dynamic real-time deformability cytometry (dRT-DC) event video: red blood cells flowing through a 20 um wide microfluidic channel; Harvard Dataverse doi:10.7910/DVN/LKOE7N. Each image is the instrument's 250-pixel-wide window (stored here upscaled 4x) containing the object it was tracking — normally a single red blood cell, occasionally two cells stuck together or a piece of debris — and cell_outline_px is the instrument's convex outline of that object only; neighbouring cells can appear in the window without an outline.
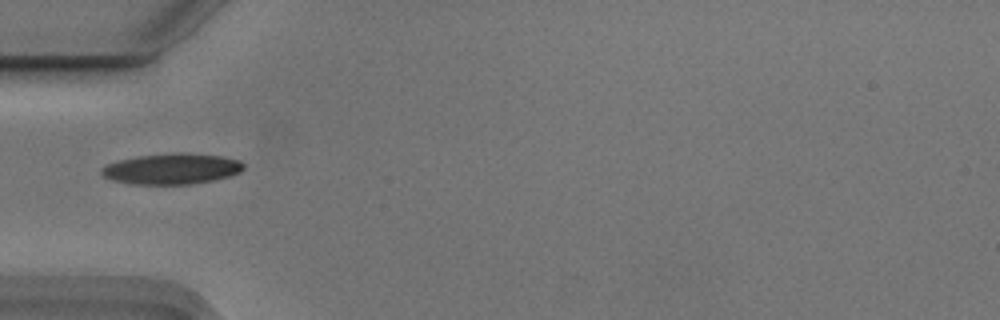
{"species": "Egyptian fruit bat (a non-hibernating species)", "species_latin": "Rousettus aegyptiacus", "temperature_condition": "cold", "stored_images_in_passage": 38, "camera_frame_rate_fps": 3000, "um_per_image_px": 0.085, "animal": {"sex": "male"}, "frame": {"image": 1, "passage_image": 1, "time_ms": 0.0, "image_size_px": [1000, 320], "cell_outline_px": [[244, 168], [240, 172], [228, 176], [212, 180], [192, 184], [132, 184], [112, 180], [104, 176], [100, 172], [100, 168], [104, 164], [136, 156], [172, 152], [180, 152], [220, 156], [240, 160], [244, 164]], "centroid_in_image_um": [14.56, 14.34], "position_along_channel_um": 70.4, "area_um2": 25.61}}
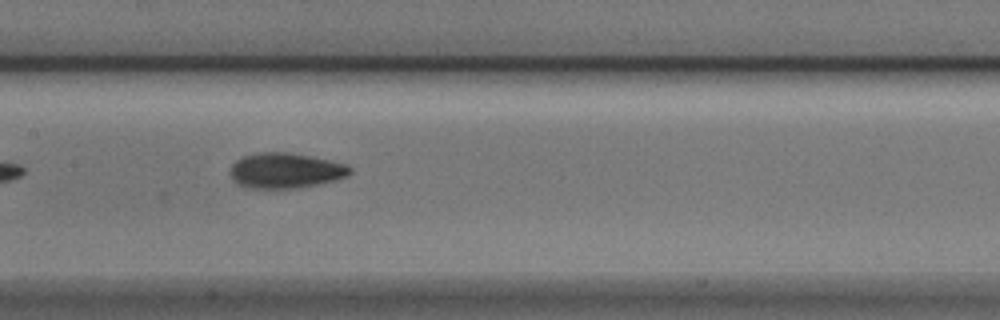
{"frame": {"image": 2, "passage_image": 10, "time_ms": 3.0, "image_size_px": [1000, 320], "cell_outline_px": [[352, 172], [348, 176], [336, 180], [320, 184], [300, 188], [244, 188], [236, 184], [232, 180], [228, 172], [232, 164], [236, 160], [244, 156], [260, 152], [288, 152], [332, 160], [348, 164], [352, 168]], "centroid_in_image_um": [24.27, 14.51], "position_along_channel_um": 183.1, "area_um2": 25.2}}
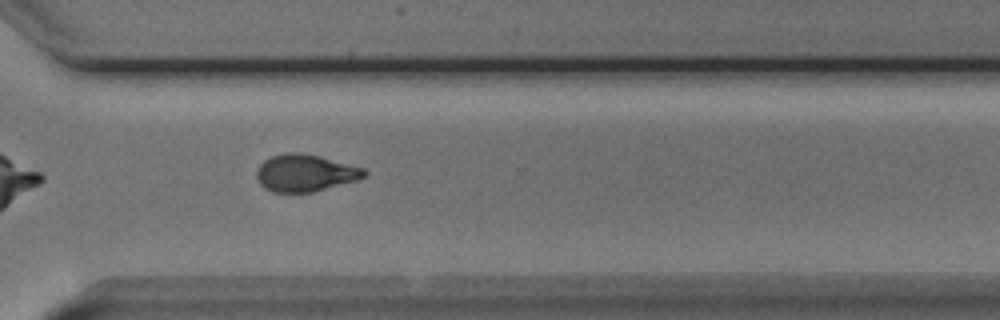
{"frame": {"image": 3, "passage_image": 23, "time_ms": 7.333, "image_size_px": [1000, 320], "cell_outline_px": [[368, 176], [356, 180], [312, 192], [272, 192], [264, 188], [260, 184], [256, 176], [256, 172], [260, 164], [264, 160], [272, 156], [288, 152], [296, 152], [320, 156], [364, 168], [368, 172]], "centroid_in_image_um": [25.94, 14.7], "position_along_channel_um": 344.7, "area_um2": 23.24}, "authors_computed_cell_mechanics": {"area_um2": 23.5535, "velocity_mm_per_s": 3.7292, "shape_relaxation_time_tau1_ms": 3.0163, "shape_relaxation_time_tau2_ms": 2.1192, "deformation_change_tau1": 0.1299, "deformation_change_tau2": 0.0728}}